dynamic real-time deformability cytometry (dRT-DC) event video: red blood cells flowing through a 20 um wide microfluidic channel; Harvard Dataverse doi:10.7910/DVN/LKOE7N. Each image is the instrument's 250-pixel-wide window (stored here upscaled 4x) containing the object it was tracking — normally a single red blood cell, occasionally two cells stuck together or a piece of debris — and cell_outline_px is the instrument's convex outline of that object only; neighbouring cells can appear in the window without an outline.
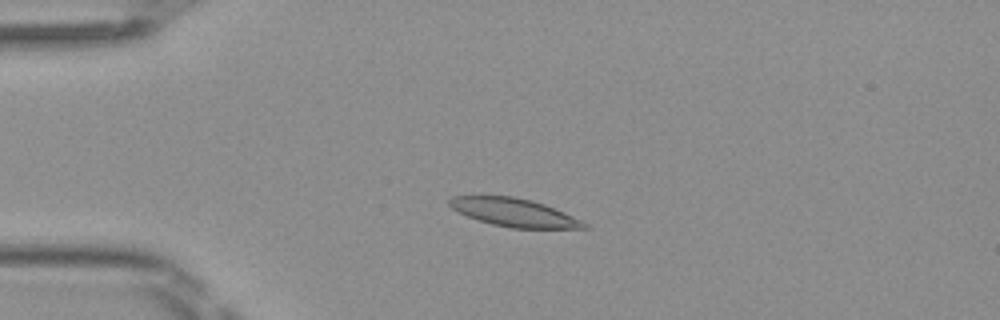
{"species": "Egyptian fruit bat (a non-hibernating species)", "species_latin": "Rousettus aegyptiacus", "temperature_condition": "room temperature", "stored_images_in_passage": 50, "camera_frame_rate_fps": 3000, "um_per_image_px": 0.085, "frame": {"image": 1, "passage_image": 12, "time_ms": 3.667, "image_size_px": [1000, 320], "cell_outline_px": [[588, 228], [512, 228], [492, 224], [468, 216], [452, 208], [448, 204], [448, 200], [452, 196], [480, 192], [512, 196], [532, 200], [544, 204], [564, 212], [588, 224]], "centroid_in_image_um": [43.59, 18.0], "position_along_channel_um": 41.4, "area_um2": 22.66}}
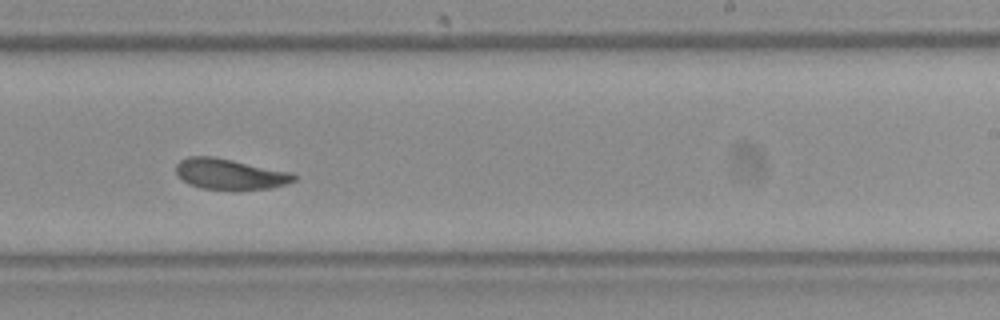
{"frame": {"image": 2, "passage_image": 31, "time_ms": 10.0, "image_size_px": [1000, 320], "cell_outline_px": [[296, 180], [272, 188], [236, 192], [232, 192], [200, 188], [188, 184], [176, 176], [176, 164], [180, 160], [188, 156], [212, 156], [292, 172], [296, 176]], "centroid_in_image_um": [19.51, 14.84], "position_along_channel_um": 269.5, "area_um2": 21.85}}
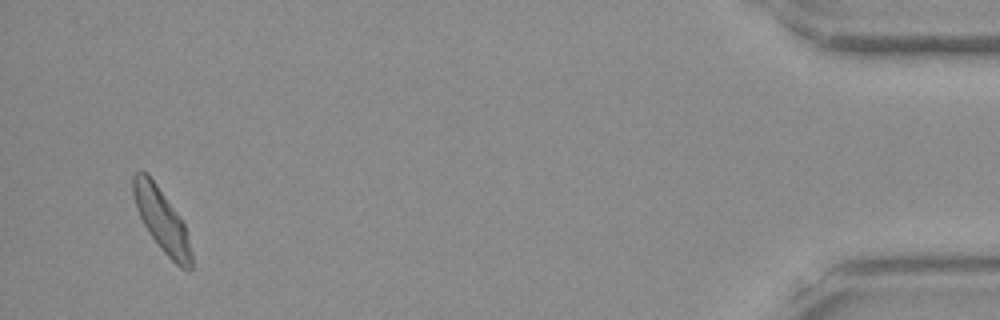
{"frame": {"image": 3, "passage_image": 48, "time_ms": 15.667, "image_size_px": [1000, 320], "cell_outline_px": [[192, 268], [188, 272], [180, 268], [160, 248], [148, 232], [136, 208], [132, 192], [132, 176], [140, 168], [156, 184], [176, 212], [184, 224], [192, 256]], "centroid_in_image_um": [13.73, 18.73], "position_along_channel_um": 421.5, "area_um2": 20.98}, "authors_computed_cell_mechanics": {"area_um2": 21.8773, "velocity_mm_per_s": 4.049, "shape_relaxation_time_tau1_ms": 4.4878, "shape_relaxation_time_tau2_ms": 5.453, "deformation_change_tau1": 0.1382, "deformation_change_tau2": 0.1149}}